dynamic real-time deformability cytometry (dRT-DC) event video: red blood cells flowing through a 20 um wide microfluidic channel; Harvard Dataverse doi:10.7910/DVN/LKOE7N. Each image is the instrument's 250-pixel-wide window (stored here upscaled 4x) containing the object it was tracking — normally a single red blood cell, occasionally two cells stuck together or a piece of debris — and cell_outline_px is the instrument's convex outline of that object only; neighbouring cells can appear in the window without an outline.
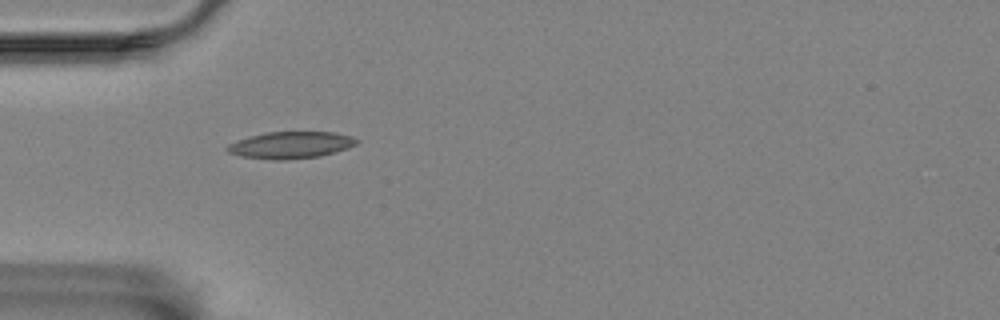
{"species": "Egyptian fruit bat (a non-hibernating species)", "species_latin": "Rousettus aegyptiacus", "temperature_condition": "room temperature", "stored_images_in_passage": 25, "camera_frame_rate_fps": 3000, "um_per_image_px": 0.085, "animal": {"sex": "female"}, "frame": {"image": 1, "passage_image": 1, "time_ms": 0.0, "image_size_px": [1000, 320], "cell_outline_px": [[360, 140], [356, 144], [348, 148], [320, 156], [288, 160], [272, 160], [240, 156], [228, 152], [224, 148], [228, 144], [236, 140], [264, 132], [332, 132], [348, 136]], "centroid_in_image_um": [24.66, 12.33], "position_along_channel_um": 60.3, "area_um2": 20.29}}
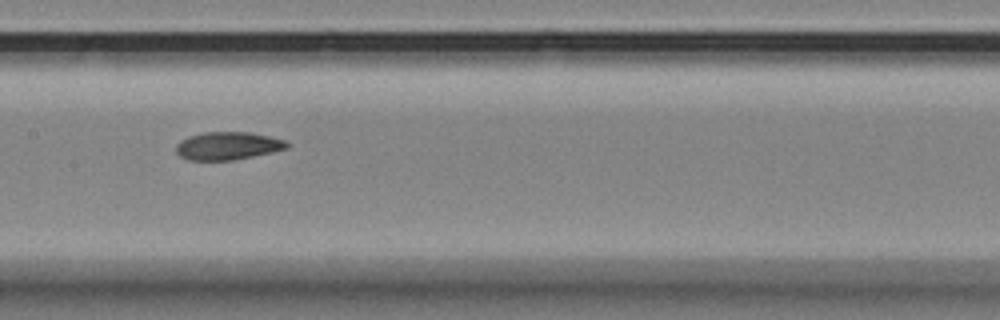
{"frame": {"image": 2, "passage_image": 12, "time_ms": 3.667, "image_size_px": [1000, 320], "cell_outline_px": [[288, 148], [272, 152], [232, 160], [188, 160], [180, 156], [176, 152], [176, 144], [180, 140], [188, 136], [204, 132], [248, 132], [268, 136], [284, 140], [288, 144]], "centroid_in_image_um": [19.31, 12.39], "position_along_channel_um": 188.1, "area_um2": 17.92}}
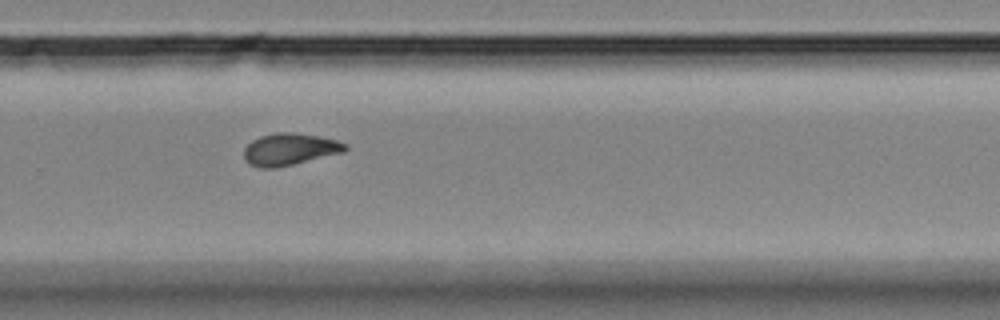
{"frame": {"image": 3, "passage_image": 22, "time_ms": 7.0, "image_size_px": [1000, 320], "cell_outline_px": [[348, 148], [344, 152], [292, 164], [272, 168], [260, 168], [248, 164], [244, 160], [244, 148], [252, 140], [260, 136], [276, 132], [292, 132], [320, 136], [336, 140], [348, 144]], "centroid_in_image_um": [24.61, 12.68], "position_along_channel_um": 305.2, "area_um2": 18.9}}